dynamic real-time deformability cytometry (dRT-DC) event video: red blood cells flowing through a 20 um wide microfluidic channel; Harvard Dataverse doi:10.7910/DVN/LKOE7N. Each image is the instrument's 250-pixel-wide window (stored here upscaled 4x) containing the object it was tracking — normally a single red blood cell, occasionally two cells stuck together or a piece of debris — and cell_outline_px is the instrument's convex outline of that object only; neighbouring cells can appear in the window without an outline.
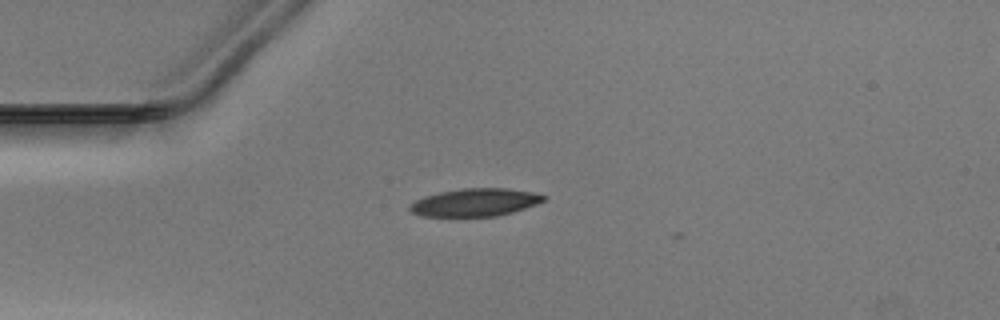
{"species": "Egyptian fruit bat (a non-hibernating species)", "species_latin": "Rousettus aegyptiacus", "temperature_condition": "warm", "stored_images_in_passage": 40, "camera_frame_rate_fps": 3000, "um_per_image_px": 0.085, "animal": {"sex": "male"}, "frame": {"image": 1, "passage_image": 3, "time_ms": 0.667, "image_size_px": [1000, 320], "cell_outline_px": [[548, 196], [544, 200], [536, 204], [512, 212], [496, 216], [424, 216], [412, 212], [408, 208], [408, 204], [424, 196], [440, 192], [460, 188], [508, 188], [532, 192]], "centroid_in_image_um": [40.37, 17.19], "position_along_channel_um": 44.6, "area_um2": 21.62}}
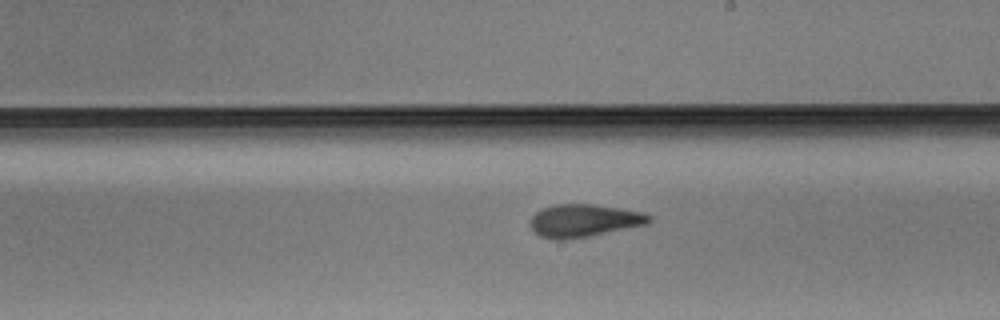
{"frame": {"image": 2, "passage_image": 19, "time_ms": 6.0, "image_size_px": [1000, 320], "cell_outline_px": [[652, 220], [648, 224], [588, 236], [564, 240], [556, 240], [540, 236], [532, 228], [528, 220], [540, 208], [552, 204], [596, 204], [644, 212], [652, 216]], "centroid_in_image_um": [49.63, 18.73], "position_along_channel_um": 239.4, "area_um2": 22.89}}
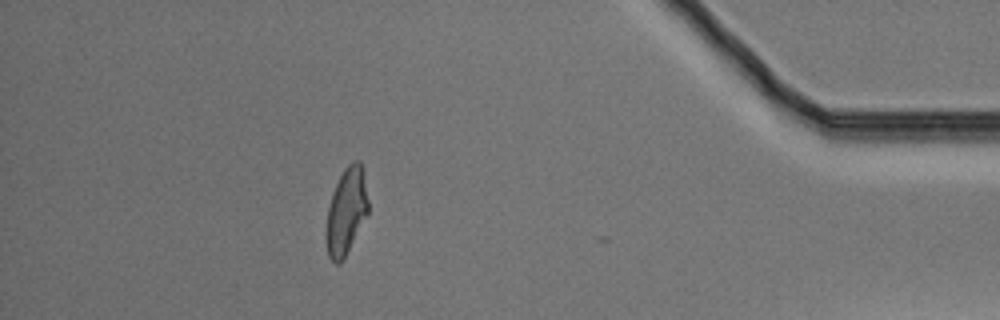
{"frame": {"image": 3, "passage_image": 35, "time_ms": 11.333, "image_size_px": [1000, 320], "cell_outline_px": [[368, 212], [340, 264], [336, 264], [328, 256], [324, 240], [324, 232], [328, 208], [332, 192], [344, 168], [348, 164], [356, 160], [360, 160], [368, 200]], "centroid_in_image_um": [29.38, 17.98], "position_along_channel_um": 405.8, "area_um2": 21.04}}